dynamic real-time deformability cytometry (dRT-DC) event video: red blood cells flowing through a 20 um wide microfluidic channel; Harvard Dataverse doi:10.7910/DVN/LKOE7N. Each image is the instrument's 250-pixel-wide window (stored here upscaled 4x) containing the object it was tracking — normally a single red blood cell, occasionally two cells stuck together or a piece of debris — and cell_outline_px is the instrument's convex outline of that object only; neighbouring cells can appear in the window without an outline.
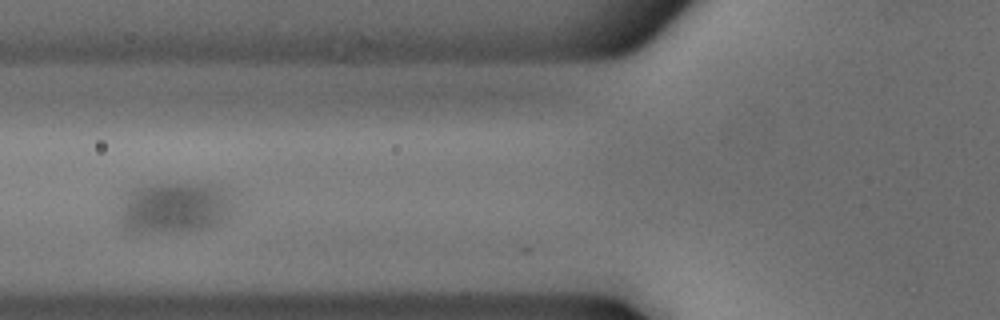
{"species": "common noctule bat (a hibernating species)", "species_latin": "Nyctalus noctula", "temperature_condition": "cold", "stored_images_in_passage": 12, "camera_frame_rate_fps": 3000, "um_per_image_px": 0.085, "animal": {"sex": "male", "body_mass_g": 18.8}, "frame": {"image": 1, "passage_image": 2, "time_ms": 0.333, "image_size_px": [1000, 320], "cell_outline_px": [[232, 220], [224, 228], [212, 232], [188, 236], [120, 236], [108, 224], [112, 212], [140, 192], [148, 188], [204, 188], [212, 192], [232, 208]], "centroid_in_image_um": [14.55, 18.13], "position_along_channel_um": 111.2, "area_um2": 35.26}}
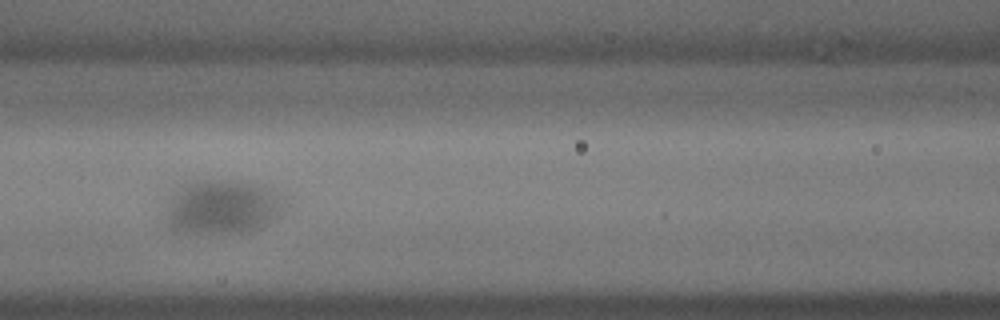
{"frame": {"image": 2, "passage_image": 5, "time_ms": 1.333, "image_size_px": [1000, 320], "cell_outline_px": [[280, 216], [276, 224], [248, 236], [172, 236], [152, 232], [152, 220], [156, 216], [180, 196], [192, 188], [204, 184], [240, 188], [252, 192], [276, 204], [280, 212]], "centroid_in_image_um": [18.4, 18.13], "position_along_channel_um": 148.2, "area_um2": 36.3}}
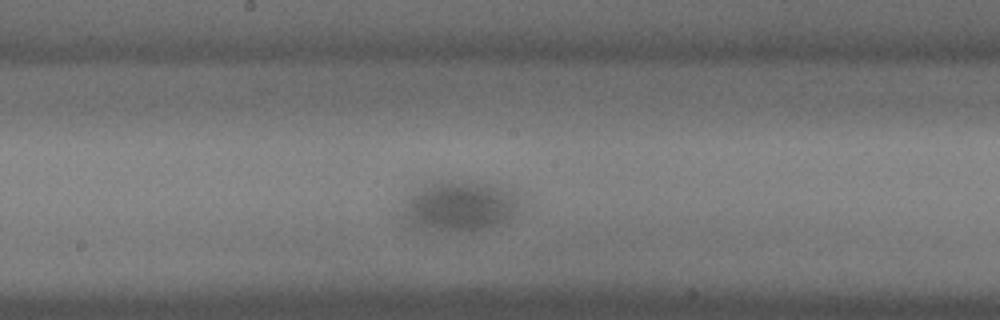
{"frame": {"image": 3, "passage_image": 10, "time_ms": 3.0, "image_size_px": [1000, 320], "cell_outline_px": [[520, 216], [512, 224], [504, 228], [464, 236], [436, 236], [408, 232], [400, 228], [396, 224], [396, 216], [416, 196], [424, 192], [436, 188], [476, 188], [508, 200], [516, 204], [520, 208]], "centroid_in_image_um": [38.83, 18.08], "position_along_channel_um": 209.4, "area_um2": 33.47}}